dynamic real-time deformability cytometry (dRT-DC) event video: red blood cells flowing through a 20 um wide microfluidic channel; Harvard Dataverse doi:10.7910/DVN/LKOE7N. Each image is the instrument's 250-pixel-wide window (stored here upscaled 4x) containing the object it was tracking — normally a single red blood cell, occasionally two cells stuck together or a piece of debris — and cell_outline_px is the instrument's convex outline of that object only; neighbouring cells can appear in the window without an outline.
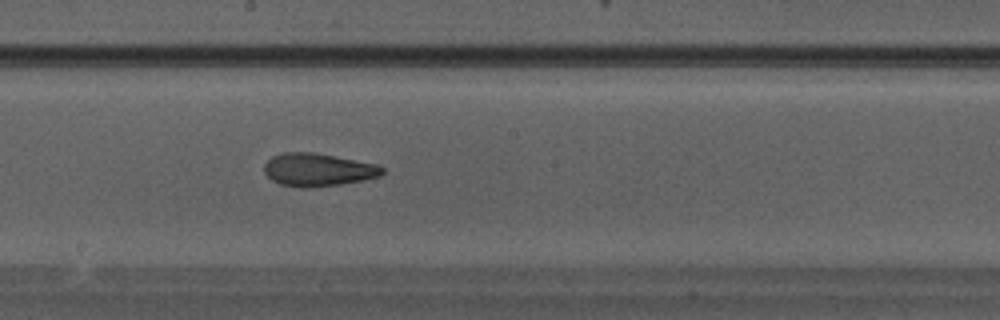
{"species": "Egyptian fruit bat (a non-hibernating species)", "species_latin": "Rousettus aegyptiacus", "temperature_condition": "warm", "stored_images_in_passage": 21, "camera_frame_rate_fps": 3000, "um_per_image_px": 0.085, "animal": {"sex": "male"}, "frame": {"image": 1, "passage_image": 10, "time_ms": 3.0, "image_size_px": [1000, 320], "cell_outline_px": [[384, 172], [380, 176], [340, 184], [300, 188], [280, 184], [272, 180], [264, 172], [264, 164], [272, 156], [284, 152], [316, 152], [376, 164], [384, 168]], "centroid_in_image_um": [27.0, 14.41], "position_along_channel_um": 221.2, "area_um2": 22.54}}
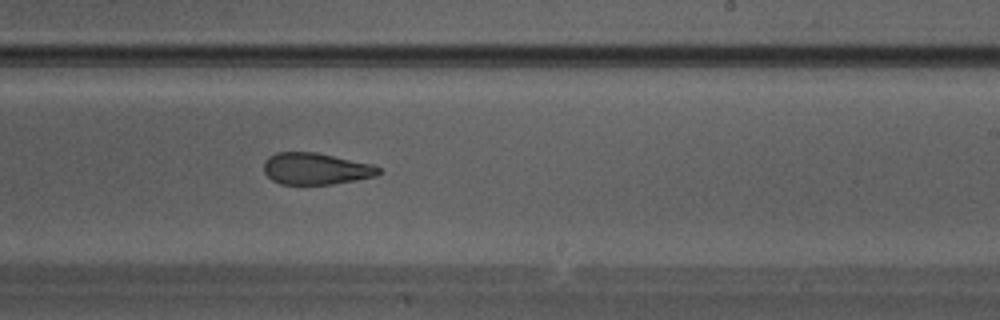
{"frame": {"image": 2, "passage_image": 12, "time_ms": 3.667, "image_size_px": [1000, 320], "cell_outline_px": [[384, 172], [376, 176], [356, 180], [332, 184], [280, 184], [272, 180], [264, 172], [264, 160], [268, 156], [276, 152], [316, 152], [376, 164]], "centroid_in_image_um": [26.89, 14.33], "position_along_channel_um": 262.1, "area_um2": 21.56}}
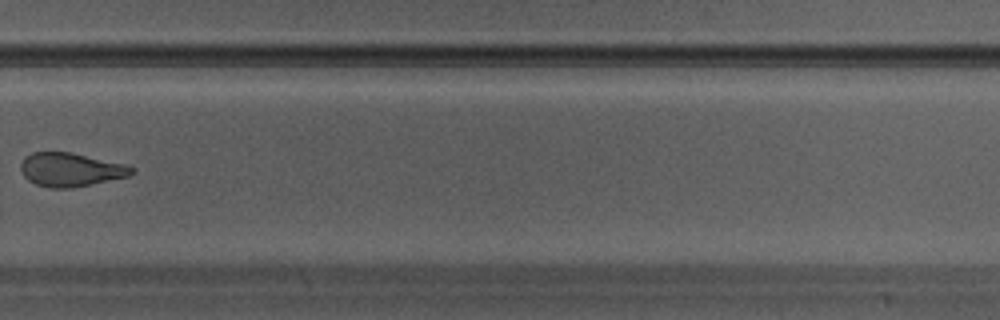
{"frame": {"image": 3, "passage_image": 15, "time_ms": 4.667, "image_size_px": [1000, 320], "cell_outline_px": [[136, 172], [128, 176], [68, 188], [52, 188], [36, 184], [28, 180], [24, 176], [20, 168], [20, 164], [24, 156], [32, 152], [72, 152], [128, 164], [136, 168]], "centroid_in_image_um": [6.02, 14.39], "position_along_channel_um": 323.8, "area_um2": 21.85}}